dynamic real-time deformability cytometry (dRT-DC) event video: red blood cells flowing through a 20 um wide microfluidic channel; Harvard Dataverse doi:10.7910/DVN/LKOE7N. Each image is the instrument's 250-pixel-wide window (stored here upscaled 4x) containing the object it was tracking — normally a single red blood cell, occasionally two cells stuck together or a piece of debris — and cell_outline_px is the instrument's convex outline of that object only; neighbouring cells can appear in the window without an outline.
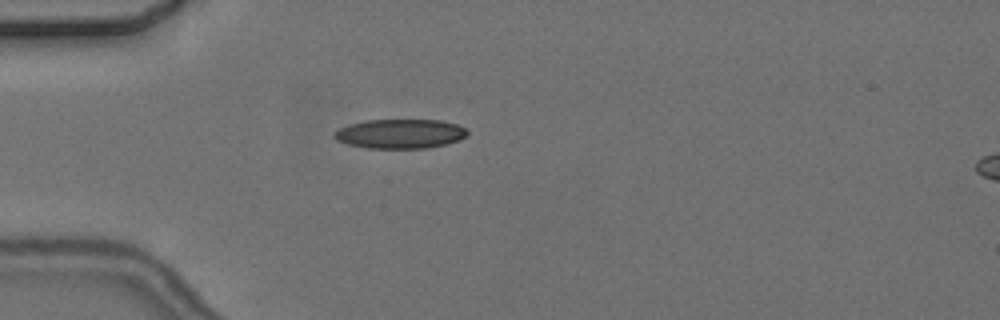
{"species": "common noctule bat (a hibernating species)", "species_latin": "Nyctalus noctula", "temperature_condition": "cold", "stored_images_in_passage": 5, "camera_frame_rate_fps": 3000, "um_per_image_px": 0.085, "animal": {"sex": "female", "body_mass_g": 24.6, "forearm_length_mm": 56.2}, "frame": {"image": 1, "passage_image": 4, "time_ms": 3.667, "image_size_px": [1000, 320], "cell_outline_px": [[468, 132], [460, 140], [448, 144], [428, 148], [368, 148], [348, 144], [336, 140], [332, 136], [340, 128], [352, 124], [368, 120], [440, 120], [456, 124], [468, 128]], "centroid_in_image_um": [34.06, 11.37], "position_along_channel_um": 50.9, "area_um2": 22.72}}